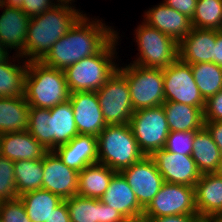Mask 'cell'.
I'll return each mask as SVG.
<instances>
[{
    "label": "cell",
    "mask_w": 222,
    "mask_h": 222,
    "mask_svg": "<svg viewBox=\"0 0 222 222\" xmlns=\"http://www.w3.org/2000/svg\"><path fill=\"white\" fill-rule=\"evenodd\" d=\"M96 20V21H95ZM103 20L86 16V13L74 26L62 36L41 60L49 67L64 71L70 65L83 58L98 54L116 35L112 26H106Z\"/></svg>",
    "instance_id": "obj_1"
},
{
    "label": "cell",
    "mask_w": 222,
    "mask_h": 222,
    "mask_svg": "<svg viewBox=\"0 0 222 222\" xmlns=\"http://www.w3.org/2000/svg\"><path fill=\"white\" fill-rule=\"evenodd\" d=\"M68 3L57 4L42 14L31 17L24 50L19 56L26 61H41L62 36L84 15ZM82 13V14H81ZM28 58V59H27Z\"/></svg>",
    "instance_id": "obj_2"
},
{
    "label": "cell",
    "mask_w": 222,
    "mask_h": 222,
    "mask_svg": "<svg viewBox=\"0 0 222 222\" xmlns=\"http://www.w3.org/2000/svg\"><path fill=\"white\" fill-rule=\"evenodd\" d=\"M27 131L48 151L70 142L79 134L70 100L50 109L30 107Z\"/></svg>",
    "instance_id": "obj_3"
},
{
    "label": "cell",
    "mask_w": 222,
    "mask_h": 222,
    "mask_svg": "<svg viewBox=\"0 0 222 222\" xmlns=\"http://www.w3.org/2000/svg\"><path fill=\"white\" fill-rule=\"evenodd\" d=\"M64 71L41 61L28 63L24 78V97L30 107L50 109L70 99Z\"/></svg>",
    "instance_id": "obj_4"
},
{
    "label": "cell",
    "mask_w": 222,
    "mask_h": 222,
    "mask_svg": "<svg viewBox=\"0 0 222 222\" xmlns=\"http://www.w3.org/2000/svg\"><path fill=\"white\" fill-rule=\"evenodd\" d=\"M117 35L98 53L70 65L64 70L65 79L71 93L78 91L97 92L117 71L115 64Z\"/></svg>",
    "instance_id": "obj_5"
},
{
    "label": "cell",
    "mask_w": 222,
    "mask_h": 222,
    "mask_svg": "<svg viewBox=\"0 0 222 222\" xmlns=\"http://www.w3.org/2000/svg\"><path fill=\"white\" fill-rule=\"evenodd\" d=\"M98 163L116 172L130 167L145 155L128 124L107 125L97 136Z\"/></svg>",
    "instance_id": "obj_6"
},
{
    "label": "cell",
    "mask_w": 222,
    "mask_h": 222,
    "mask_svg": "<svg viewBox=\"0 0 222 222\" xmlns=\"http://www.w3.org/2000/svg\"><path fill=\"white\" fill-rule=\"evenodd\" d=\"M127 80L134 111L160 106L165 102L162 68L130 63L117 69Z\"/></svg>",
    "instance_id": "obj_7"
},
{
    "label": "cell",
    "mask_w": 222,
    "mask_h": 222,
    "mask_svg": "<svg viewBox=\"0 0 222 222\" xmlns=\"http://www.w3.org/2000/svg\"><path fill=\"white\" fill-rule=\"evenodd\" d=\"M136 43L139 54L133 64L142 67L165 68L179 58L178 43L155 27L142 22L137 26Z\"/></svg>",
    "instance_id": "obj_8"
},
{
    "label": "cell",
    "mask_w": 222,
    "mask_h": 222,
    "mask_svg": "<svg viewBox=\"0 0 222 222\" xmlns=\"http://www.w3.org/2000/svg\"><path fill=\"white\" fill-rule=\"evenodd\" d=\"M129 125L145 156L164 148L170 130L162 105L134 111Z\"/></svg>",
    "instance_id": "obj_9"
},
{
    "label": "cell",
    "mask_w": 222,
    "mask_h": 222,
    "mask_svg": "<svg viewBox=\"0 0 222 222\" xmlns=\"http://www.w3.org/2000/svg\"><path fill=\"white\" fill-rule=\"evenodd\" d=\"M107 125L128 124L134 113L126 78L117 70L96 92Z\"/></svg>",
    "instance_id": "obj_10"
},
{
    "label": "cell",
    "mask_w": 222,
    "mask_h": 222,
    "mask_svg": "<svg viewBox=\"0 0 222 222\" xmlns=\"http://www.w3.org/2000/svg\"><path fill=\"white\" fill-rule=\"evenodd\" d=\"M170 215H198L194 187L164 182L143 213L146 218Z\"/></svg>",
    "instance_id": "obj_11"
},
{
    "label": "cell",
    "mask_w": 222,
    "mask_h": 222,
    "mask_svg": "<svg viewBox=\"0 0 222 222\" xmlns=\"http://www.w3.org/2000/svg\"><path fill=\"white\" fill-rule=\"evenodd\" d=\"M162 70L165 101L205 107L206 100L195 83L190 64H186L178 58Z\"/></svg>",
    "instance_id": "obj_12"
},
{
    "label": "cell",
    "mask_w": 222,
    "mask_h": 222,
    "mask_svg": "<svg viewBox=\"0 0 222 222\" xmlns=\"http://www.w3.org/2000/svg\"><path fill=\"white\" fill-rule=\"evenodd\" d=\"M133 190L139 204L145 209L161 189L164 179L158 171L154 160L144 156L120 171Z\"/></svg>",
    "instance_id": "obj_13"
},
{
    "label": "cell",
    "mask_w": 222,
    "mask_h": 222,
    "mask_svg": "<svg viewBox=\"0 0 222 222\" xmlns=\"http://www.w3.org/2000/svg\"><path fill=\"white\" fill-rule=\"evenodd\" d=\"M42 189L50 191L62 200L77 195L79 172L66 166L54 151L43 157Z\"/></svg>",
    "instance_id": "obj_14"
},
{
    "label": "cell",
    "mask_w": 222,
    "mask_h": 222,
    "mask_svg": "<svg viewBox=\"0 0 222 222\" xmlns=\"http://www.w3.org/2000/svg\"><path fill=\"white\" fill-rule=\"evenodd\" d=\"M150 157L163 176L164 182L194 187L201 176L192 156L176 154L163 148Z\"/></svg>",
    "instance_id": "obj_15"
},
{
    "label": "cell",
    "mask_w": 222,
    "mask_h": 222,
    "mask_svg": "<svg viewBox=\"0 0 222 222\" xmlns=\"http://www.w3.org/2000/svg\"><path fill=\"white\" fill-rule=\"evenodd\" d=\"M74 120L79 134L98 136L107 126L95 91H78L70 94Z\"/></svg>",
    "instance_id": "obj_16"
},
{
    "label": "cell",
    "mask_w": 222,
    "mask_h": 222,
    "mask_svg": "<svg viewBox=\"0 0 222 222\" xmlns=\"http://www.w3.org/2000/svg\"><path fill=\"white\" fill-rule=\"evenodd\" d=\"M144 22L170 36L178 44L193 28L191 19L165 3L155 5L144 12Z\"/></svg>",
    "instance_id": "obj_17"
},
{
    "label": "cell",
    "mask_w": 222,
    "mask_h": 222,
    "mask_svg": "<svg viewBox=\"0 0 222 222\" xmlns=\"http://www.w3.org/2000/svg\"><path fill=\"white\" fill-rule=\"evenodd\" d=\"M70 222H123L124 216L96 198L75 195L66 199Z\"/></svg>",
    "instance_id": "obj_18"
},
{
    "label": "cell",
    "mask_w": 222,
    "mask_h": 222,
    "mask_svg": "<svg viewBox=\"0 0 222 222\" xmlns=\"http://www.w3.org/2000/svg\"><path fill=\"white\" fill-rule=\"evenodd\" d=\"M216 30L192 28L178 44L179 59L186 64L214 63Z\"/></svg>",
    "instance_id": "obj_19"
},
{
    "label": "cell",
    "mask_w": 222,
    "mask_h": 222,
    "mask_svg": "<svg viewBox=\"0 0 222 222\" xmlns=\"http://www.w3.org/2000/svg\"><path fill=\"white\" fill-rule=\"evenodd\" d=\"M63 163L77 172L98 162L97 137L78 134L70 142L53 150Z\"/></svg>",
    "instance_id": "obj_20"
},
{
    "label": "cell",
    "mask_w": 222,
    "mask_h": 222,
    "mask_svg": "<svg viewBox=\"0 0 222 222\" xmlns=\"http://www.w3.org/2000/svg\"><path fill=\"white\" fill-rule=\"evenodd\" d=\"M99 200L119 211L125 219L141 217L144 213V208L120 172L113 175L108 188Z\"/></svg>",
    "instance_id": "obj_21"
},
{
    "label": "cell",
    "mask_w": 222,
    "mask_h": 222,
    "mask_svg": "<svg viewBox=\"0 0 222 222\" xmlns=\"http://www.w3.org/2000/svg\"><path fill=\"white\" fill-rule=\"evenodd\" d=\"M195 203L200 218L222 215V178L216 173L201 174L195 183Z\"/></svg>",
    "instance_id": "obj_22"
},
{
    "label": "cell",
    "mask_w": 222,
    "mask_h": 222,
    "mask_svg": "<svg viewBox=\"0 0 222 222\" xmlns=\"http://www.w3.org/2000/svg\"><path fill=\"white\" fill-rule=\"evenodd\" d=\"M47 152L27 130L0 134V155L14 162L41 159Z\"/></svg>",
    "instance_id": "obj_23"
},
{
    "label": "cell",
    "mask_w": 222,
    "mask_h": 222,
    "mask_svg": "<svg viewBox=\"0 0 222 222\" xmlns=\"http://www.w3.org/2000/svg\"><path fill=\"white\" fill-rule=\"evenodd\" d=\"M3 7L5 8L0 15V44L10 48V51L15 49L19 55L24 50L31 18L20 8Z\"/></svg>",
    "instance_id": "obj_24"
},
{
    "label": "cell",
    "mask_w": 222,
    "mask_h": 222,
    "mask_svg": "<svg viewBox=\"0 0 222 222\" xmlns=\"http://www.w3.org/2000/svg\"><path fill=\"white\" fill-rule=\"evenodd\" d=\"M170 132L199 131L204 127V108L179 102L162 104Z\"/></svg>",
    "instance_id": "obj_25"
},
{
    "label": "cell",
    "mask_w": 222,
    "mask_h": 222,
    "mask_svg": "<svg viewBox=\"0 0 222 222\" xmlns=\"http://www.w3.org/2000/svg\"><path fill=\"white\" fill-rule=\"evenodd\" d=\"M29 108L24 96L0 97V134L27 130Z\"/></svg>",
    "instance_id": "obj_26"
},
{
    "label": "cell",
    "mask_w": 222,
    "mask_h": 222,
    "mask_svg": "<svg viewBox=\"0 0 222 222\" xmlns=\"http://www.w3.org/2000/svg\"><path fill=\"white\" fill-rule=\"evenodd\" d=\"M116 171L105 164L88 165L79 172L77 195L100 199L109 186Z\"/></svg>",
    "instance_id": "obj_27"
},
{
    "label": "cell",
    "mask_w": 222,
    "mask_h": 222,
    "mask_svg": "<svg viewBox=\"0 0 222 222\" xmlns=\"http://www.w3.org/2000/svg\"><path fill=\"white\" fill-rule=\"evenodd\" d=\"M191 156L201 174L217 171L222 155L205 127L195 133Z\"/></svg>",
    "instance_id": "obj_28"
},
{
    "label": "cell",
    "mask_w": 222,
    "mask_h": 222,
    "mask_svg": "<svg viewBox=\"0 0 222 222\" xmlns=\"http://www.w3.org/2000/svg\"><path fill=\"white\" fill-rule=\"evenodd\" d=\"M13 57V61L10 59V56L0 62V97L24 96V78L29 62L25 59L21 60L22 57L18 54H15ZM16 58L18 64L15 63ZM19 59L23 62H19Z\"/></svg>",
    "instance_id": "obj_29"
},
{
    "label": "cell",
    "mask_w": 222,
    "mask_h": 222,
    "mask_svg": "<svg viewBox=\"0 0 222 222\" xmlns=\"http://www.w3.org/2000/svg\"><path fill=\"white\" fill-rule=\"evenodd\" d=\"M19 198L32 222L49 221L53 209L63 201L59 196L44 189L26 192Z\"/></svg>",
    "instance_id": "obj_30"
},
{
    "label": "cell",
    "mask_w": 222,
    "mask_h": 222,
    "mask_svg": "<svg viewBox=\"0 0 222 222\" xmlns=\"http://www.w3.org/2000/svg\"><path fill=\"white\" fill-rule=\"evenodd\" d=\"M14 175L19 196L29 191L42 189L43 158L14 162Z\"/></svg>",
    "instance_id": "obj_31"
},
{
    "label": "cell",
    "mask_w": 222,
    "mask_h": 222,
    "mask_svg": "<svg viewBox=\"0 0 222 222\" xmlns=\"http://www.w3.org/2000/svg\"><path fill=\"white\" fill-rule=\"evenodd\" d=\"M191 71L205 100L222 90V68L215 63L191 64Z\"/></svg>",
    "instance_id": "obj_32"
},
{
    "label": "cell",
    "mask_w": 222,
    "mask_h": 222,
    "mask_svg": "<svg viewBox=\"0 0 222 222\" xmlns=\"http://www.w3.org/2000/svg\"><path fill=\"white\" fill-rule=\"evenodd\" d=\"M192 26L222 31V0H197Z\"/></svg>",
    "instance_id": "obj_33"
},
{
    "label": "cell",
    "mask_w": 222,
    "mask_h": 222,
    "mask_svg": "<svg viewBox=\"0 0 222 222\" xmlns=\"http://www.w3.org/2000/svg\"><path fill=\"white\" fill-rule=\"evenodd\" d=\"M17 198L14 161L0 155V202Z\"/></svg>",
    "instance_id": "obj_34"
},
{
    "label": "cell",
    "mask_w": 222,
    "mask_h": 222,
    "mask_svg": "<svg viewBox=\"0 0 222 222\" xmlns=\"http://www.w3.org/2000/svg\"><path fill=\"white\" fill-rule=\"evenodd\" d=\"M197 131L169 132L164 149L176 154L191 156L193 138Z\"/></svg>",
    "instance_id": "obj_35"
},
{
    "label": "cell",
    "mask_w": 222,
    "mask_h": 222,
    "mask_svg": "<svg viewBox=\"0 0 222 222\" xmlns=\"http://www.w3.org/2000/svg\"><path fill=\"white\" fill-rule=\"evenodd\" d=\"M1 222H32L20 198L0 202Z\"/></svg>",
    "instance_id": "obj_36"
},
{
    "label": "cell",
    "mask_w": 222,
    "mask_h": 222,
    "mask_svg": "<svg viewBox=\"0 0 222 222\" xmlns=\"http://www.w3.org/2000/svg\"><path fill=\"white\" fill-rule=\"evenodd\" d=\"M222 121V90L206 100L204 122Z\"/></svg>",
    "instance_id": "obj_37"
},
{
    "label": "cell",
    "mask_w": 222,
    "mask_h": 222,
    "mask_svg": "<svg viewBox=\"0 0 222 222\" xmlns=\"http://www.w3.org/2000/svg\"><path fill=\"white\" fill-rule=\"evenodd\" d=\"M26 0L20 9L23 10L30 18L42 14L44 11L54 8L59 4L57 0ZM58 2V3H57Z\"/></svg>",
    "instance_id": "obj_38"
},
{
    "label": "cell",
    "mask_w": 222,
    "mask_h": 222,
    "mask_svg": "<svg viewBox=\"0 0 222 222\" xmlns=\"http://www.w3.org/2000/svg\"><path fill=\"white\" fill-rule=\"evenodd\" d=\"M163 3L192 19L197 0H164Z\"/></svg>",
    "instance_id": "obj_39"
},
{
    "label": "cell",
    "mask_w": 222,
    "mask_h": 222,
    "mask_svg": "<svg viewBox=\"0 0 222 222\" xmlns=\"http://www.w3.org/2000/svg\"><path fill=\"white\" fill-rule=\"evenodd\" d=\"M204 127L211 134L222 155V121L204 122Z\"/></svg>",
    "instance_id": "obj_40"
},
{
    "label": "cell",
    "mask_w": 222,
    "mask_h": 222,
    "mask_svg": "<svg viewBox=\"0 0 222 222\" xmlns=\"http://www.w3.org/2000/svg\"><path fill=\"white\" fill-rule=\"evenodd\" d=\"M45 222H70V216L65 200L53 209L49 221L47 220Z\"/></svg>",
    "instance_id": "obj_41"
},
{
    "label": "cell",
    "mask_w": 222,
    "mask_h": 222,
    "mask_svg": "<svg viewBox=\"0 0 222 222\" xmlns=\"http://www.w3.org/2000/svg\"><path fill=\"white\" fill-rule=\"evenodd\" d=\"M199 215H170L159 218H147L149 222H197Z\"/></svg>",
    "instance_id": "obj_42"
},
{
    "label": "cell",
    "mask_w": 222,
    "mask_h": 222,
    "mask_svg": "<svg viewBox=\"0 0 222 222\" xmlns=\"http://www.w3.org/2000/svg\"><path fill=\"white\" fill-rule=\"evenodd\" d=\"M214 63L222 68V31L216 30V45L214 51Z\"/></svg>",
    "instance_id": "obj_43"
},
{
    "label": "cell",
    "mask_w": 222,
    "mask_h": 222,
    "mask_svg": "<svg viewBox=\"0 0 222 222\" xmlns=\"http://www.w3.org/2000/svg\"><path fill=\"white\" fill-rule=\"evenodd\" d=\"M26 0H2V5L10 8H21Z\"/></svg>",
    "instance_id": "obj_44"
},
{
    "label": "cell",
    "mask_w": 222,
    "mask_h": 222,
    "mask_svg": "<svg viewBox=\"0 0 222 222\" xmlns=\"http://www.w3.org/2000/svg\"><path fill=\"white\" fill-rule=\"evenodd\" d=\"M9 51L10 50L0 44V62L6 60L10 56Z\"/></svg>",
    "instance_id": "obj_45"
},
{
    "label": "cell",
    "mask_w": 222,
    "mask_h": 222,
    "mask_svg": "<svg viewBox=\"0 0 222 222\" xmlns=\"http://www.w3.org/2000/svg\"><path fill=\"white\" fill-rule=\"evenodd\" d=\"M123 222H149V220L146 217L141 216L132 219H125Z\"/></svg>",
    "instance_id": "obj_46"
},
{
    "label": "cell",
    "mask_w": 222,
    "mask_h": 222,
    "mask_svg": "<svg viewBox=\"0 0 222 222\" xmlns=\"http://www.w3.org/2000/svg\"><path fill=\"white\" fill-rule=\"evenodd\" d=\"M219 177L222 178V158H221V161L219 162V165H218V169L217 171L215 172Z\"/></svg>",
    "instance_id": "obj_47"
},
{
    "label": "cell",
    "mask_w": 222,
    "mask_h": 222,
    "mask_svg": "<svg viewBox=\"0 0 222 222\" xmlns=\"http://www.w3.org/2000/svg\"><path fill=\"white\" fill-rule=\"evenodd\" d=\"M214 222H222V215L211 217Z\"/></svg>",
    "instance_id": "obj_48"
},
{
    "label": "cell",
    "mask_w": 222,
    "mask_h": 222,
    "mask_svg": "<svg viewBox=\"0 0 222 222\" xmlns=\"http://www.w3.org/2000/svg\"><path fill=\"white\" fill-rule=\"evenodd\" d=\"M197 222H214L211 218H199Z\"/></svg>",
    "instance_id": "obj_49"
},
{
    "label": "cell",
    "mask_w": 222,
    "mask_h": 222,
    "mask_svg": "<svg viewBox=\"0 0 222 222\" xmlns=\"http://www.w3.org/2000/svg\"><path fill=\"white\" fill-rule=\"evenodd\" d=\"M57 1L60 2V3H68V4L69 3L72 4L74 2V0H57Z\"/></svg>",
    "instance_id": "obj_50"
},
{
    "label": "cell",
    "mask_w": 222,
    "mask_h": 222,
    "mask_svg": "<svg viewBox=\"0 0 222 222\" xmlns=\"http://www.w3.org/2000/svg\"><path fill=\"white\" fill-rule=\"evenodd\" d=\"M0 8H2V9L4 8L2 5V0H0Z\"/></svg>",
    "instance_id": "obj_51"
}]
</instances>
